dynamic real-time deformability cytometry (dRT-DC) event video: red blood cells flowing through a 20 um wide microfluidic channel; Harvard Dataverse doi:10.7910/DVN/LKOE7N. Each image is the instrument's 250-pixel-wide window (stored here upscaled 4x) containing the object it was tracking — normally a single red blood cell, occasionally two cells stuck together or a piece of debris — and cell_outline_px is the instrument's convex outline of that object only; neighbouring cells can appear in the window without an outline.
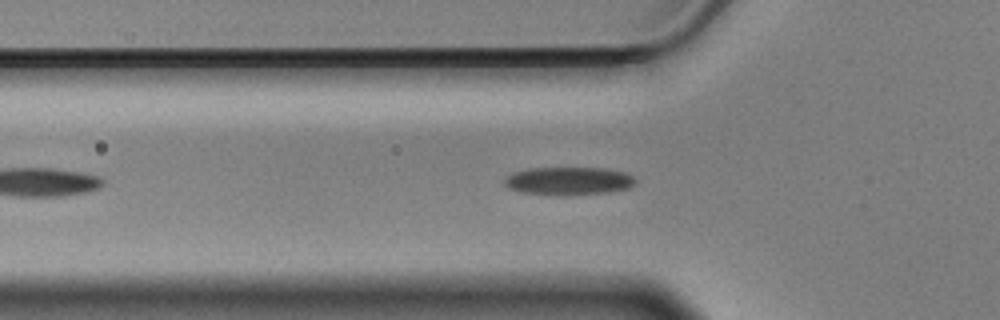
{"species": "Egyptian fruit bat (a non-hibernating species)", "species_latin": "Rousettus aegyptiacus", "temperature_condition": "cold", "stored_images_in_passage": 26, "camera_frame_rate_fps": 3000, "um_per_image_px": 0.085, "animal": {"sex": "male"}, "frame": {"image": 1, "passage_image": 10, "time_ms": 3.0, "image_size_px": [1000, 320], "cell_outline_px": [[636, 184], [628, 188], [608, 192], [560, 196], [524, 192], [508, 188], [504, 184], [504, 180], [512, 172], [528, 168], [604, 168], [624, 172], [632, 176], [636, 180]], "centroid_in_image_um": [48.33, 15.38], "position_along_channel_um": 77.5, "area_um2": 21.44}}
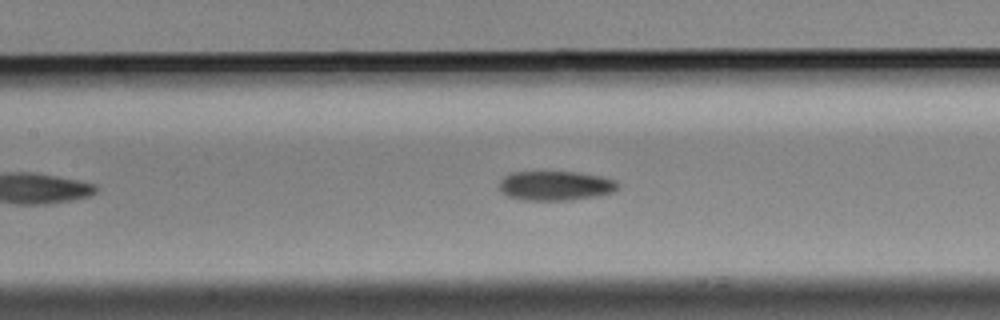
{"frame": {"image": 2, "passage_image": 17, "time_ms": 5.333, "image_size_px": [1000, 320], "cell_outline_px": [[620, 188], [612, 192], [596, 196], [568, 200], [524, 200], [508, 196], [500, 188], [500, 180], [508, 172], [576, 172], [600, 176], [616, 180], [620, 184]], "centroid_in_image_um": [47.24, 15.78], "position_along_channel_um": 160.2, "area_um2": 20.35}}
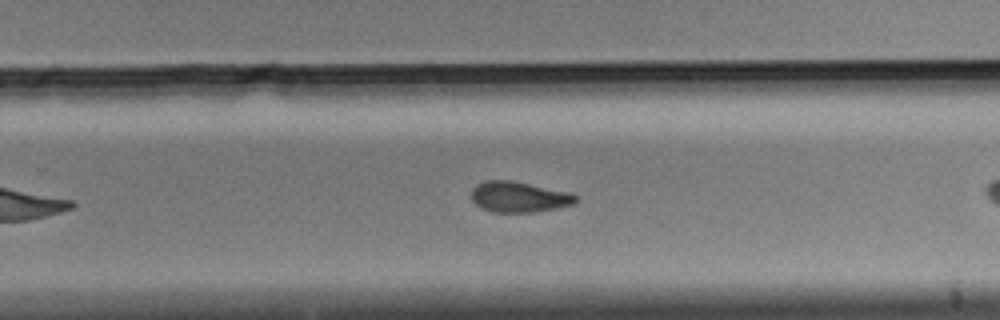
{"frame": {"image": 3, "passage_image": 24, "time_ms": 7.667, "image_size_px": [1000, 320], "cell_outline_px": [[576, 200], [572, 204], [532, 212], [492, 212], [480, 208], [472, 200], [472, 188], [476, 184], [484, 180], [512, 180], [572, 192], [576, 196]], "centroid_in_image_um": [44.07, 16.72], "position_along_channel_um": 285.7, "area_um2": 18.67}}